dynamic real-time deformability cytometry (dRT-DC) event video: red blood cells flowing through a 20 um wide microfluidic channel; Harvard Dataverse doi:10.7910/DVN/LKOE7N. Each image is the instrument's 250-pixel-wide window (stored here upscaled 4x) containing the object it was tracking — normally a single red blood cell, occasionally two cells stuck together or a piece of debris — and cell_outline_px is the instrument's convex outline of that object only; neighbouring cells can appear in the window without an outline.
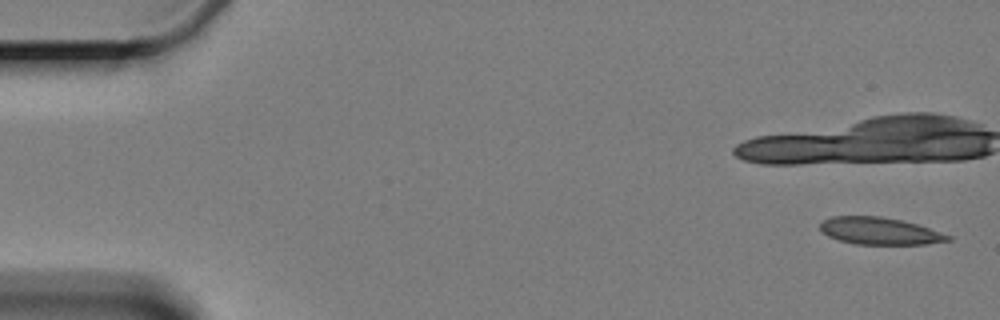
{"species": "Egyptian fruit bat (a non-hibernating species)", "species_latin": "Rousettus aegyptiacus", "temperature_condition": "cold", "stored_images_in_passage": 8, "camera_frame_rate_fps": 3000, "um_per_image_px": 0.085, "animal": {"sex": "female"}, "frame": {"image": 1, "passage_image": 1, "time_ms": 0.0, "image_size_px": [1000, 320], "cell_outline_px": [[952, 240], [924, 244], [856, 244], [840, 240], [828, 236], [820, 232], [820, 224], [824, 220], [832, 216], [880, 216], [900, 220], [916, 224], [952, 236]], "centroid_in_image_um": [74.74, 19.63], "position_along_channel_um": 10.3, "area_um2": 20.06}}